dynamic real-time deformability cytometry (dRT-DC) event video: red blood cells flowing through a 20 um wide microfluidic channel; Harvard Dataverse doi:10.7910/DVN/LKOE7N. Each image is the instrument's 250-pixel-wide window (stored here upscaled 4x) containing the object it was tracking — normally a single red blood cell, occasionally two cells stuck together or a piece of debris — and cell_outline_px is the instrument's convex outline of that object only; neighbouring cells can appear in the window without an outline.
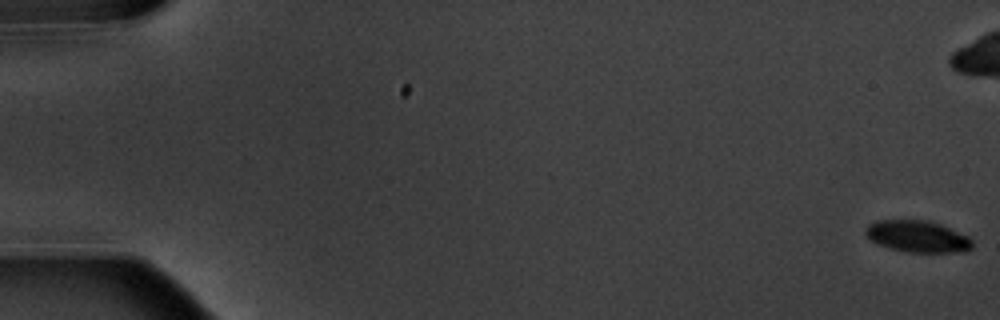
{"species": "common noctule bat (a hibernating species)", "species_latin": "Nyctalus noctula", "temperature_condition": "warm", "stored_images_in_passage": 7, "camera_frame_rate_fps": 3000, "um_per_image_px": 0.085, "animal": {"sex": "male", "body_mass_g": 20.1, "forearm_length_mm": 53.5}, "frame": {"image": 1, "passage_image": 1, "time_ms": 0.0, "image_size_px": [1000, 320], "cell_outline_px": [[972, 248], [960, 252], [908, 252], [892, 248], [880, 244], [872, 240], [864, 232], [864, 228], [868, 224], [876, 220], [924, 220], [940, 224], [968, 236], [972, 240]], "centroid_in_image_um": [77.98, 20.09], "position_along_channel_um": 7.0, "area_um2": 19.48}}